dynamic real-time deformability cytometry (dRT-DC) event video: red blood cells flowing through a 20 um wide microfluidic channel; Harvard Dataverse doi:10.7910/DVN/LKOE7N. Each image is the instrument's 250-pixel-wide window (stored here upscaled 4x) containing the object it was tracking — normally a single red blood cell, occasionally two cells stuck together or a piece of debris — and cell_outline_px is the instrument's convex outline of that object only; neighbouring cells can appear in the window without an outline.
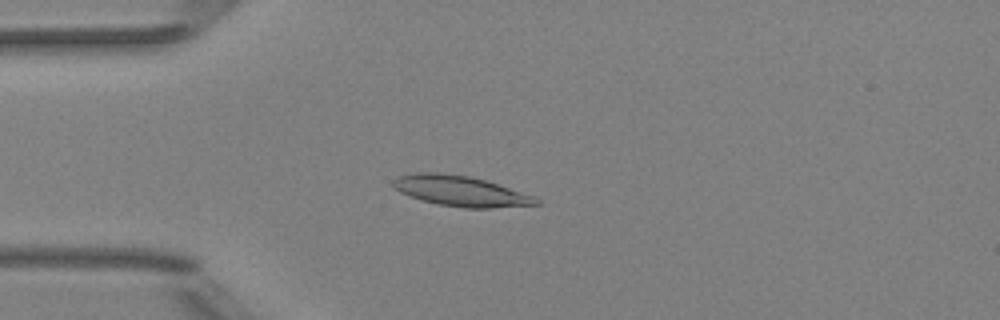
{"species": "Egyptian fruit bat (a non-hibernating species)", "species_latin": "Rousettus aegyptiacus", "temperature_condition": "room temperature", "stored_images_in_passage": 5, "camera_frame_rate_fps": 3000, "um_per_image_px": 0.085, "animal": {"sex": "female"}, "frame": {"image": 1, "passage_image": 4, "time_ms": 3.333, "image_size_px": [1000, 320], "cell_outline_px": [[540, 204], [492, 208], [464, 208], [440, 204], [424, 200], [400, 192], [392, 184], [392, 180], [400, 176], [416, 172], [440, 172], [468, 176], [484, 180], [532, 196], [540, 200]], "centroid_in_image_um": [39.13, 16.23], "position_along_channel_um": 45.9, "area_um2": 24.8}}